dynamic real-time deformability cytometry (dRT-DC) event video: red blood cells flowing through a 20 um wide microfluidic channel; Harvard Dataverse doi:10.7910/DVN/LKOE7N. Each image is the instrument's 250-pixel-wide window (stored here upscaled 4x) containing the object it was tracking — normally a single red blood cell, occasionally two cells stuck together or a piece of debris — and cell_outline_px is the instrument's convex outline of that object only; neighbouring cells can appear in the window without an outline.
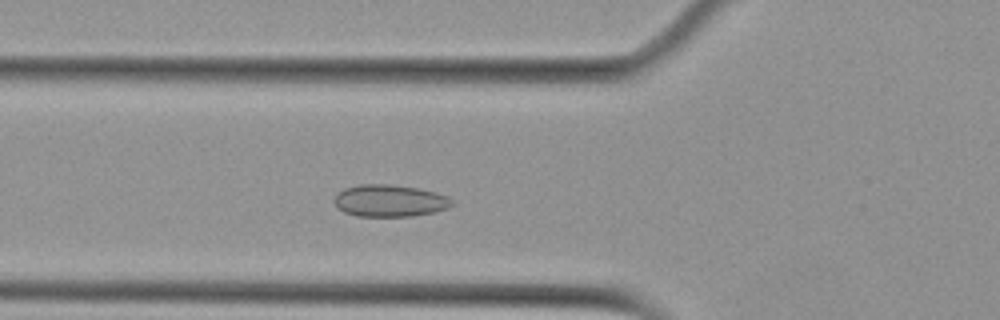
{"species": "Egyptian fruit bat (a non-hibernating species)", "species_latin": "Rousettus aegyptiacus", "temperature_condition": "cold", "stored_images_in_passage": 3, "camera_frame_rate_fps": 3000, "um_per_image_px": 0.085, "animal": {"sex": "female"}, "frame": {"image": 1, "passage_image": 3, "time_ms": 2.333, "image_size_px": [1000, 320], "cell_outline_px": [[456, 204], [448, 208], [432, 212], [412, 216], [356, 216], [344, 212], [336, 208], [332, 200], [344, 188], [360, 184], [388, 184], [420, 188], [436, 192], [448, 196], [456, 200]], "centroid_in_image_um": [33.15, 17.06], "position_along_channel_um": 92.6, "area_um2": 22.31}}